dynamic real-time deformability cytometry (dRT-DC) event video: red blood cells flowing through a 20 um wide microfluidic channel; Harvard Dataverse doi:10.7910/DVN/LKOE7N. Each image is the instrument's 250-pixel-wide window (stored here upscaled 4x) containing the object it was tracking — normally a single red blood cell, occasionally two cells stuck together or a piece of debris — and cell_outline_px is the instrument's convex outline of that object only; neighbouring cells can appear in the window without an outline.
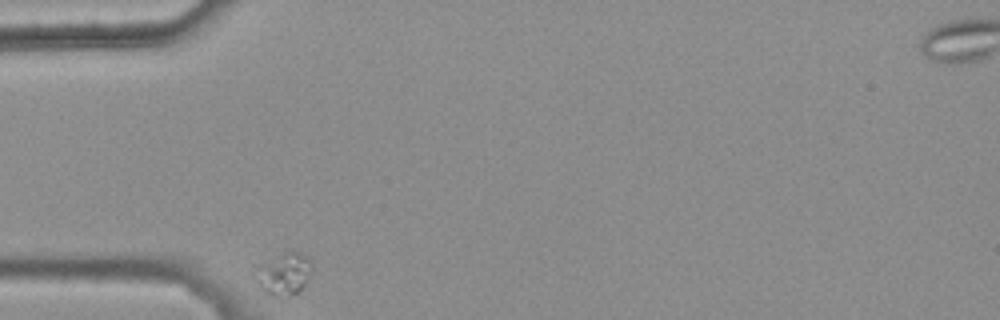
{"species": "common noctule bat (a hibernating species)", "species_latin": "Nyctalus noctula", "temperature_condition": "warm", "stored_images_in_passage": 6, "camera_frame_rate_fps": 3000, "um_per_image_px": 0.085, "animal": {"sex": "female", "body_mass_g": 25.1}, "frame": {"image": 1, "passage_image": 1, "time_ms": 0.0, "image_size_px": [1000, 320], "cell_outline_px": [[312, 268], [300, 292], [284, 300], [280, 300], [272, 296], [256, 280], [252, 272], [252, 268], [280, 252], [296, 252], [312, 260]], "centroid_in_image_um": [24.09, 23.3], "position_along_channel_um": 60.9, "area_um2": 14.33}}